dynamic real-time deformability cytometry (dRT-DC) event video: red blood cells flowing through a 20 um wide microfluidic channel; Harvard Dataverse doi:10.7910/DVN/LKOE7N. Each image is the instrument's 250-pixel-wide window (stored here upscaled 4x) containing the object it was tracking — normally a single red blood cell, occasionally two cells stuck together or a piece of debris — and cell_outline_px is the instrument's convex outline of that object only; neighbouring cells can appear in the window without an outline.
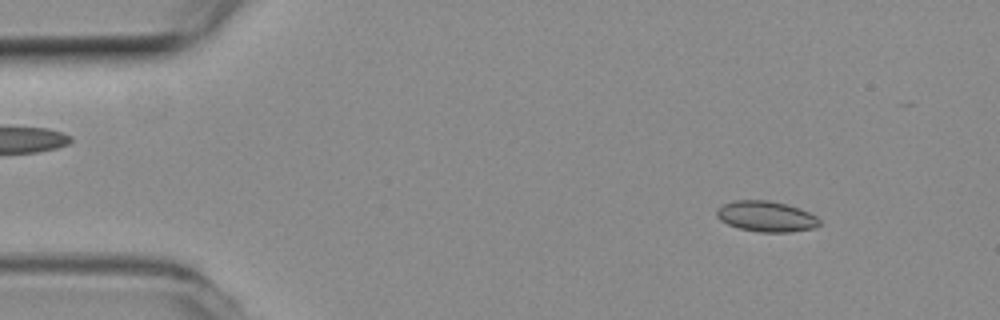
{"species": "common noctule bat (a hibernating species)", "species_latin": "Nyctalus noctula", "temperature_condition": "room temperature", "stored_images_in_passage": 3, "camera_frame_rate_fps": 3000, "um_per_image_px": 0.085, "animal": {"sex": "female", "body_mass_g": 19.3, "forearm_length_mm": 54.1}, "frame": {"image": 1, "passage_image": 1, "time_ms": 0.0, "image_size_px": [1000, 320], "cell_outline_px": [[820, 224], [812, 228], [788, 232], [760, 232], [740, 228], [728, 224], [720, 220], [716, 216], [716, 208], [732, 200], [768, 200], [788, 204], [800, 208], [816, 216], [820, 220]], "centroid_in_image_um": [65.1, 18.38], "position_along_channel_um": 19.9, "area_um2": 18.38}}
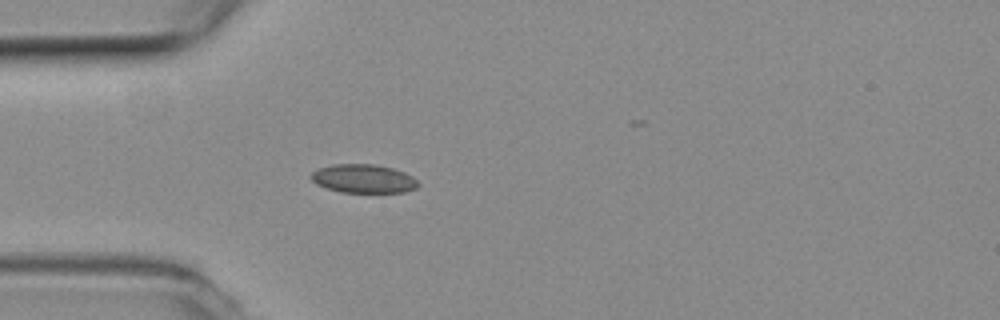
{"frame": {"image": 2, "passage_image": 3, "time_ms": 0.667, "image_size_px": [1000, 320], "cell_outline_px": [[420, 184], [416, 188], [404, 192], [340, 192], [316, 184], [308, 176], [316, 168], [332, 164], [376, 164], [392, 168], [404, 172], [412, 176]], "centroid_in_image_um": [30.86, 15.17], "position_along_channel_um": 54.1, "area_um2": 17.98}}